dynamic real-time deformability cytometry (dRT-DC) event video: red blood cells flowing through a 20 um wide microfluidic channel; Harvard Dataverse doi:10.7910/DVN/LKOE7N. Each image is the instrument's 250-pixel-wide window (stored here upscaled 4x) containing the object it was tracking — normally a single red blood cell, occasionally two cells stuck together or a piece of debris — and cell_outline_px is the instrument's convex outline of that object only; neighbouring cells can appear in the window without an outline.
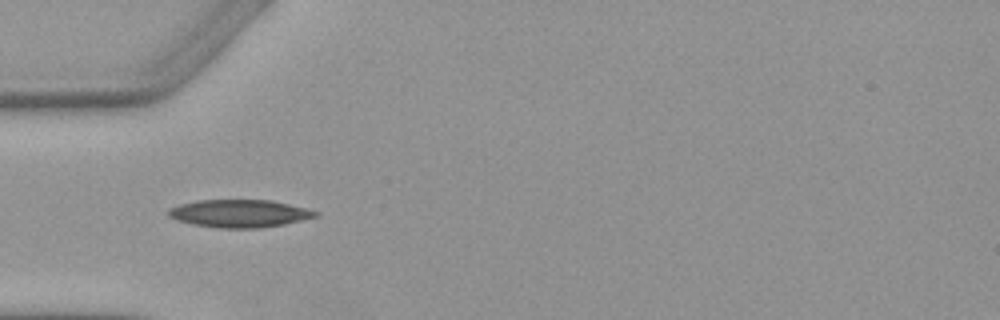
{"species": "Egyptian fruit bat (a non-hibernating species)", "species_latin": "Rousettus aegyptiacus", "temperature_condition": "warm", "stored_images_in_passage": 4, "camera_frame_rate_fps": 3000, "um_per_image_px": 0.085, "animal": {"sex": "female"}, "frame": {"image": 1, "passage_image": 1, "time_ms": 0.0, "image_size_px": [1000, 320], "cell_outline_px": [[320, 216], [284, 224], [260, 228], [220, 228], [192, 224], [176, 220], [168, 216], [168, 208], [180, 204], [200, 200], [272, 200], [308, 208], [320, 212]], "centroid_in_image_um": [20.39, 18.14], "position_along_channel_um": 64.6, "area_um2": 23.93}}
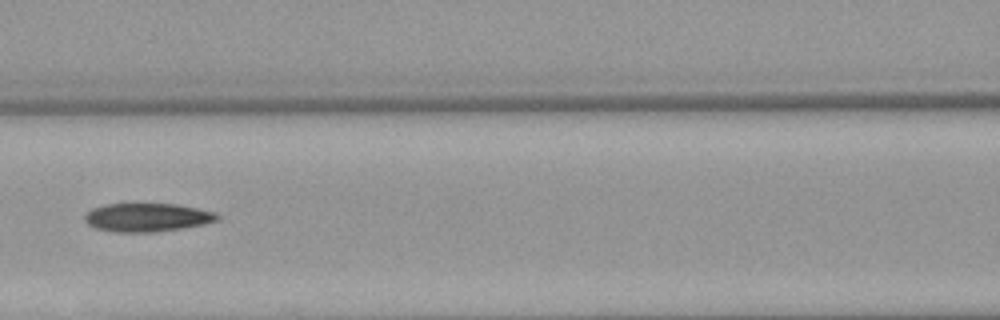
{"frame": {"image": 2, "passage_image": 3, "time_ms": 2.333, "image_size_px": [1000, 320], "cell_outline_px": [[220, 220], [204, 224], [184, 228], [156, 232], [112, 232], [96, 228], [88, 224], [84, 220], [84, 216], [92, 208], [104, 204], [176, 204], [216, 212], [220, 216]], "centroid_in_image_um": [12.53, 18.48], "position_along_channel_um": 154.1, "area_um2": 22.14}}
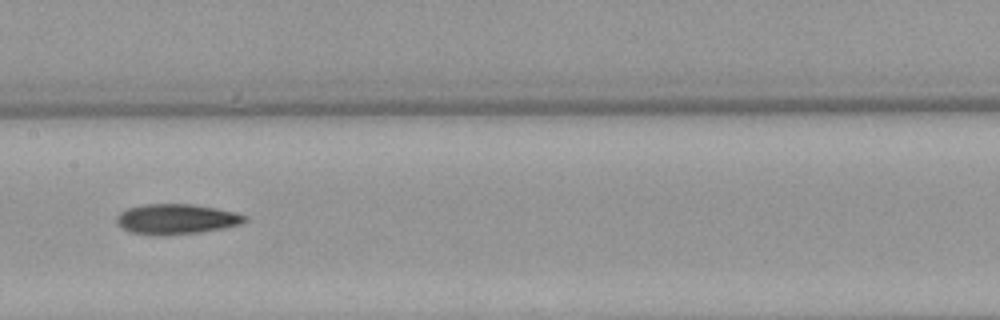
{"frame": {"image": 3, "passage_image": 4, "time_ms": 3.333, "image_size_px": [1000, 320], "cell_outline_px": [[248, 220], [240, 224], [224, 228], [200, 232], [160, 236], [132, 232], [120, 228], [116, 224], [116, 216], [120, 212], [128, 208], [144, 204], [192, 204], [216, 208], [236, 212], [248, 216]], "centroid_in_image_um": [14.98, 18.62], "position_along_channel_um": 192.4, "area_um2": 22.77}}